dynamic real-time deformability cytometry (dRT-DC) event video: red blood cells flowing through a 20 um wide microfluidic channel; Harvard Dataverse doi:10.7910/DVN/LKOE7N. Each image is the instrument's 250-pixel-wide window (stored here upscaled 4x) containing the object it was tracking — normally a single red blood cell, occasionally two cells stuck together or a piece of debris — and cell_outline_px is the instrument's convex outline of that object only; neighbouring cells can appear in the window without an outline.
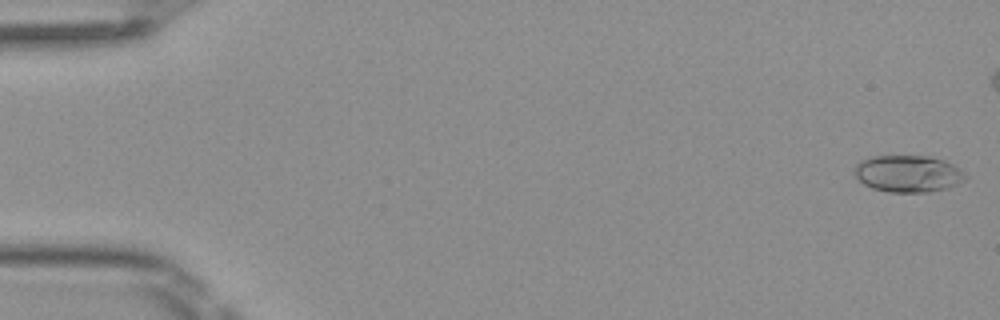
{"species": "Egyptian fruit bat (a non-hibernating species)", "species_latin": "Rousettus aegyptiacus", "temperature_condition": "room temperature", "stored_images_in_passage": 44, "camera_frame_rate_fps": 3000, "um_per_image_px": 0.085, "frame": {"image": 1, "passage_image": 1, "time_ms": 0.0, "image_size_px": [1000, 320], "cell_outline_px": [[968, 176], [964, 180], [948, 188], [928, 192], [888, 192], [872, 188], [864, 184], [852, 172], [852, 168], [860, 160], [872, 156], [928, 156], [944, 160], [960, 168]], "centroid_in_image_um": [77.16, 14.76], "position_along_channel_um": 7.8, "area_um2": 24.04}}
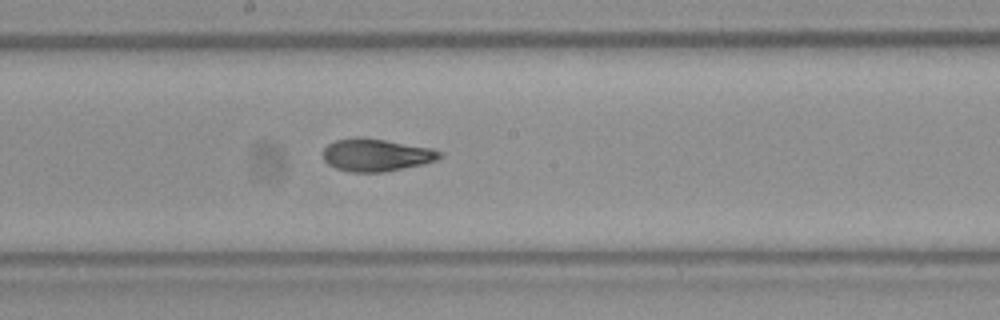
{"frame": {"image": 2, "passage_image": 27, "time_ms": 8.667, "image_size_px": [1000, 320], "cell_outline_px": [[444, 156], [436, 160], [424, 164], [384, 172], [352, 172], [336, 168], [328, 164], [324, 160], [324, 148], [328, 144], [336, 140], [356, 136], [360, 136], [432, 148], [444, 152]], "centroid_in_image_um": [32.01, 13.17], "position_along_channel_um": 216.2, "area_um2": 22.25}}
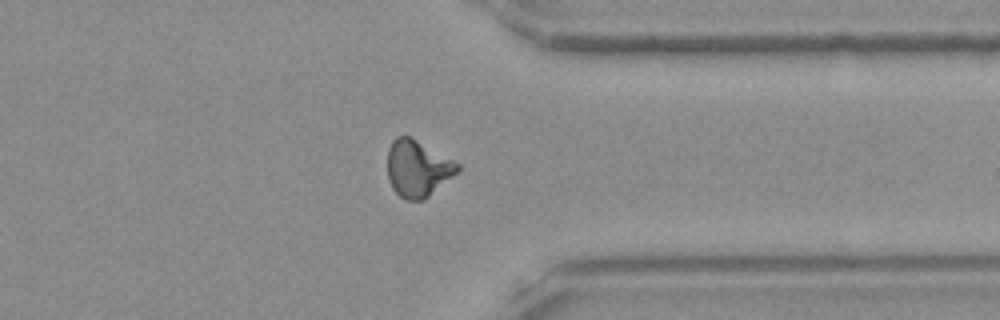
{"frame": {"image": 3, "passage_image": 39, "time_ms": 12.667, "image_size_px": [1000, 320], "cell_outline_px": [[460, 172], [424, 200], [404, 200], [392, 188], [388, 176], [388, 148], [392, 140], [396, 136], [412, 136], [460, 164]], "centroid_in_image_um": [35.52, 14.31], "position_along_channel_um": 375.9, "area_um2": 23.47}, "authors_computed_cell_mechanics": {"area_um2": 22.253, "velocity_mm_per_s": 4.0932, "shape_relaxation_time_tau1_ms": null, "shape_relaxation_time_tau2_ms": 1.5823, "deformation_change_tau1": null, "deformation_change_tau2": 0.0779}}